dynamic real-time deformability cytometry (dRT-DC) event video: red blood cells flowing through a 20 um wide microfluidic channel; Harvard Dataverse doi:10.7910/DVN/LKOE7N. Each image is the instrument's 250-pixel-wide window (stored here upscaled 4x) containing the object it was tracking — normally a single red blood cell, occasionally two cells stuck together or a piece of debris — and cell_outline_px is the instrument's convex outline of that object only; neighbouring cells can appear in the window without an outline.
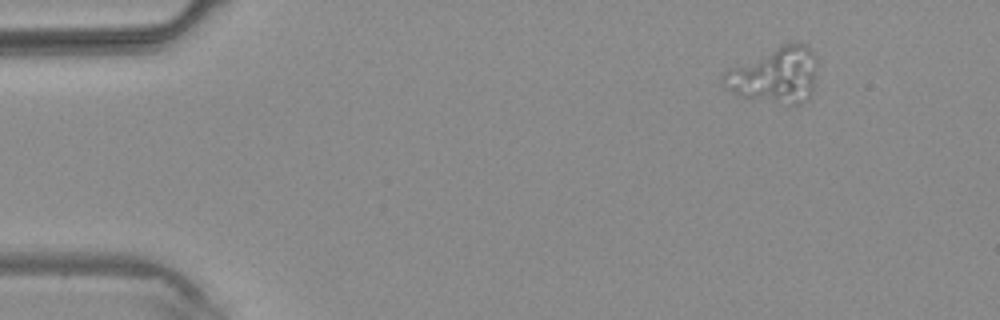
{"species": "common noctule bat (a hibernating species)", "species_latin": "Nyctalus noctula", "temperature_condition": "warm", "stored_images_in_passage": 3, "camera_frame_rate_fps": 3000, "um_per_image_px": 0.085, "animal": {"sex": "male", "body_mass_g": 20.4}, "frame": {"image": 1, "passage_image": 1, "time_ms": 0.0, "image_size_px": [1000, 320], "cell_outline_px": [[816, 76], [812, 92], [808, 100], [800, 104], [792, 104], [748, 100], [732, 92], [720, 80], [720, 76], [728, 68], [780, 44], [804, 44], [816, 56]], "centroid_in_image_um": [65.85, 6.41], "position_along_channel_um": 19.2, "area_um2": 30.92}}